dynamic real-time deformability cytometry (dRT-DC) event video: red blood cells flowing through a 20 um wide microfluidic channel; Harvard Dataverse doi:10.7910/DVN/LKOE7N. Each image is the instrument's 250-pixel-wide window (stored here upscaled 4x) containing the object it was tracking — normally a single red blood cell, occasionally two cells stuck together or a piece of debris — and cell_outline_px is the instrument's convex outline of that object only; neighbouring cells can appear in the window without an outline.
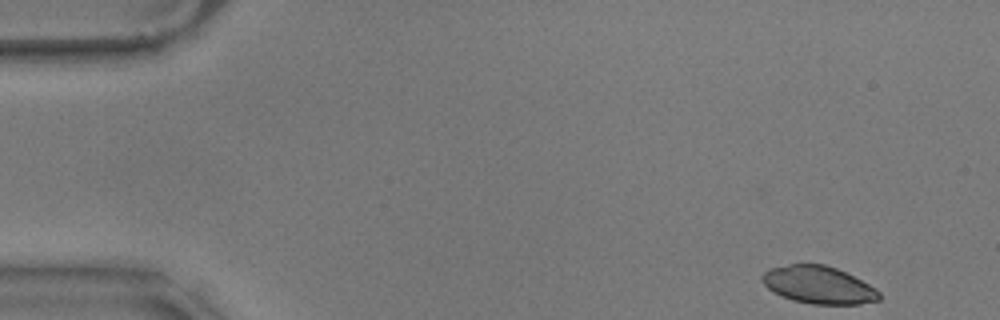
{"species": "common noctule bat (a hibernating species)", "species_latin": "Nyctalus noctula", "temperature_condition": "warm", "stored_images_in_passage": 54, "camera_frame_rate_fps": 3000, "um_per_image_px": 0.085, "animal": {"sex": "male", "body_mass_g": 17.9}, "frame": {"image": 1, "passage_image": 1, "time_ms": 0.0, "image_size_px": [1000, 320], "cell_outline_px": [[880, 300], [860, 304], [812, 304], [792, 300], [780, 296], [768, 288], [764, 284], [760, 276], [768, 268], [788, 264], [824, 264], [836, 268], [876, 288], [880, 292]], "centroid_in_image_um": [69.55, 24.22], "position_along_channel_um": 15.5, "area_um2": 25.61}}
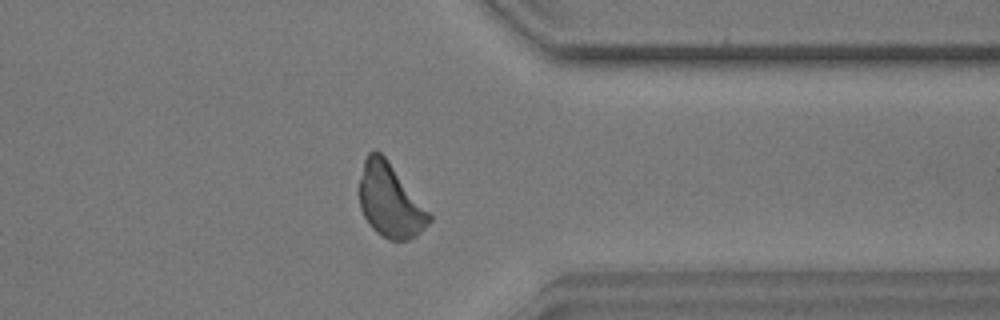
{"frame": {"image": 2, "passage_image": 42, "time_ms": 13.667, "image_size_px": [1000, 320], "cell_outline_px": [[432, 220], [416, 236], [408, 240], [388, 240], [380, 236], [368, 224], [360, 208], [360, 180], [364, 160], [368, 152], [372, 148], [376, 148], [388, 160], [432, 212]], "centroid_in_image_um": [33.19, 17.05], "position_along_channel_um": 378.2, "area_um2": 30.46}}
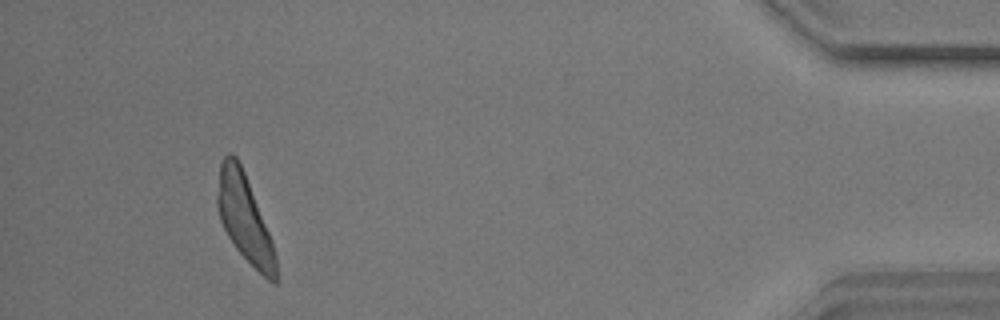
{"frame": {"image": 3, "passage_image": 50, "time_ms": 16.333, "image_size_px": [1000, 320], "cell_outline_px": [[276, 284], [272, 284], [236, 248], [228, 236], [220, 220], [216, 204], [216, 196], [220, 160], [228, 152], [232, 152], [236, 156], [244, 172], [272, 240], [276, 256]], "centroid_in_image_um": [20.75, 18.5], "position_along_channel_um": 414.4, "area_um2": 29.36}, "authors_computed_cell_mechanics": {"area_um2": 29.7381, "velocity_mm_per_s": 3.519, "shape_relaxation_time_tau1_ms": 10.2805, "shape_relaxation_time_tau2_ms": 1.8107, "deformation_change_tau1": 0.4362, "deformation_change_tau2": 0.0345}}